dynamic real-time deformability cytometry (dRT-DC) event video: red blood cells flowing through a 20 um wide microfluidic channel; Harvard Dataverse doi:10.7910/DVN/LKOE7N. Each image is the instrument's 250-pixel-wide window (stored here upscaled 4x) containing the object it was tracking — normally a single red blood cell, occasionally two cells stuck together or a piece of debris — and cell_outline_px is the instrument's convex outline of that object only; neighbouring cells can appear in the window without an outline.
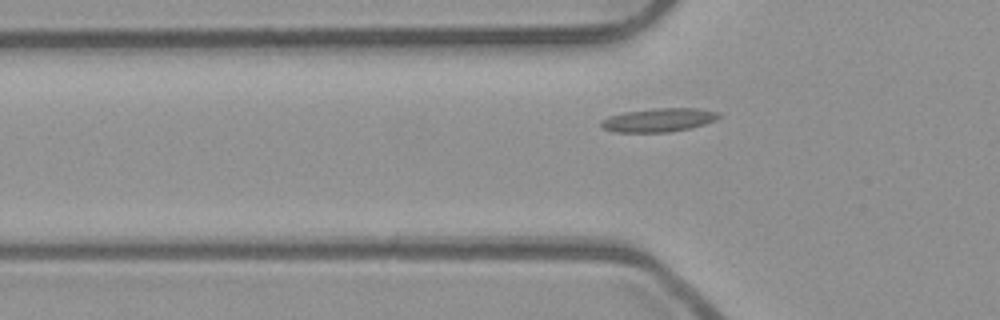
{"species": "common noctule bat (a hibernating species)", "species_latin": "Nyctalus noctula", "temperature_condition": "room temperature", "stored_images_in_passage": 39, "camera_frame_rate_fps": 3000, "um_per_image_px": 0.085, "animal": {"sex": "male", "body_mass_g": 23.1, "forearm_length_mm": 52.7}, "frame": {"image": 1, "passage_image": 4, "time_ms": 1.0, "image_size_px": [1000, 320], "cell_outline_px": [[720, 116], [716, 120], [692, 128], [668, 132], [616, 132], [604, 128], [600, 124], [600, 120], [608, 116], [624, 112], [656, 108], [696, 108], [720, 112]], "centroid_in_image_um": [56.0, 10.2], "position_along_channel_um": 69.8, "area_um2": 16.24}}
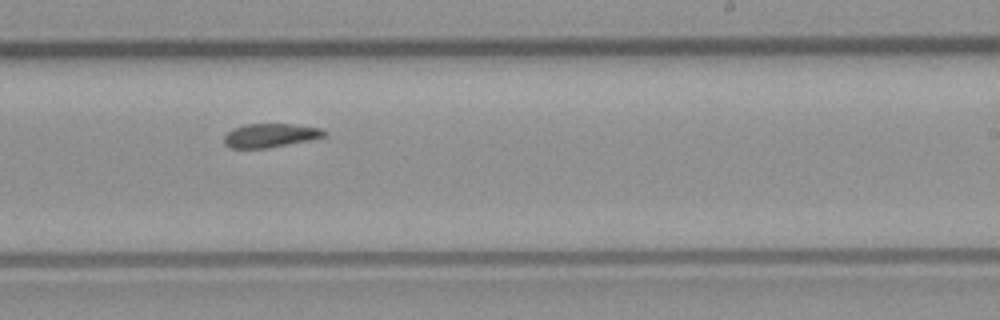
{"frame": {"image": 2, "passage_image": 19, "time_ms": 6.0, "image_size_px": [1000, 320], "cell_outline_px": [[328, 136], [308, 140], [264, 148], [232, 148], [224, 144], [224, 136], [232, 128], [244, 124], [292, 124], [320, 128], [328, 132]], "centroid_in_image_um": [22.97, 11.5], "position_along_channel_um": 266.0, "area_um2": 13.81}}
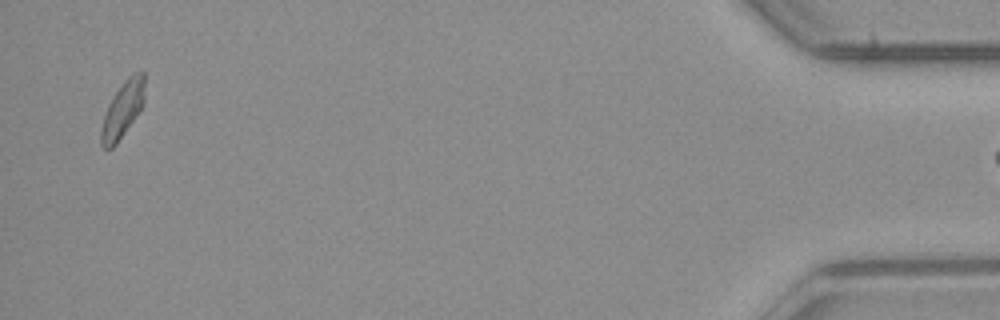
{"frame": {"image": 3, "passage_image": 38, "time_ms": 12.333, "image_size_px": [1000, 320], "cell_outline_px": [[144, 104], [140, 112], [116, 144], [112, 148], [104, 148], [100, 144], [100, 132], [104, 116], [108, 104], [124, 80], [132, 72], [144, 72]], "centroid_in_image_um": [10.43, 9.31], "position_along_channel_um": 424.8, "area_um2": 14.28}}